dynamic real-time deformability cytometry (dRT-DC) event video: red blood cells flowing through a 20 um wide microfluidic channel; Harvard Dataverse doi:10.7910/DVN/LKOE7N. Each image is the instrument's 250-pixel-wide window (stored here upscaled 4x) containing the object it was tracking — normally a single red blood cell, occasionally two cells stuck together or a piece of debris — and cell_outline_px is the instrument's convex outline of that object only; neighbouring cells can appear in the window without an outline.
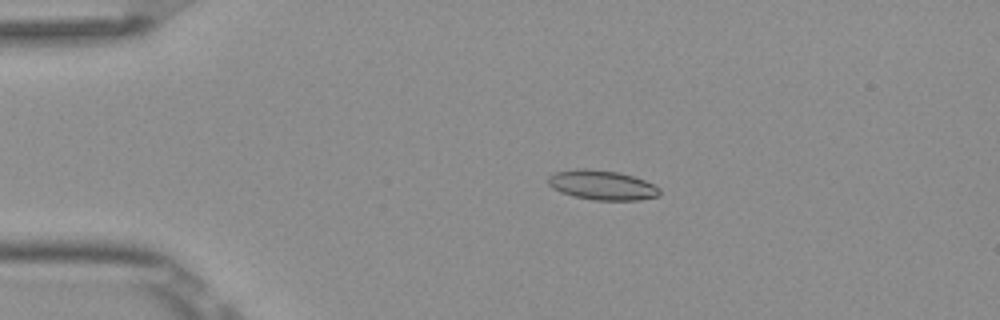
{"species": "Egyptian fruit bat (a non-hibernating species)", "species_latin": "Rousettus aegyptiacus", "temperature_condition": "room temperature", "stored_images_in_passage": 6, "camera_frame_rate_fps": 3000, "um_per_image_px": 0.085, "frame": {"image": 1, "passage_image": 4, "time_ms": 1.0, "image_size_px": [1000, 320], "cell_outline_px": [[660, 196], [640, 200], [596, 200], [572, 196], [560, 192], [552, 188], [548, 184], [548, 176], [552, 172], [576, 168], [588, 168], [620, 172], [644, 180], [660, 188]], "centroid_in_image_um": [51.14, 15.72], "position_along_channel_um": 33.9, "area_um2": 19.54}}
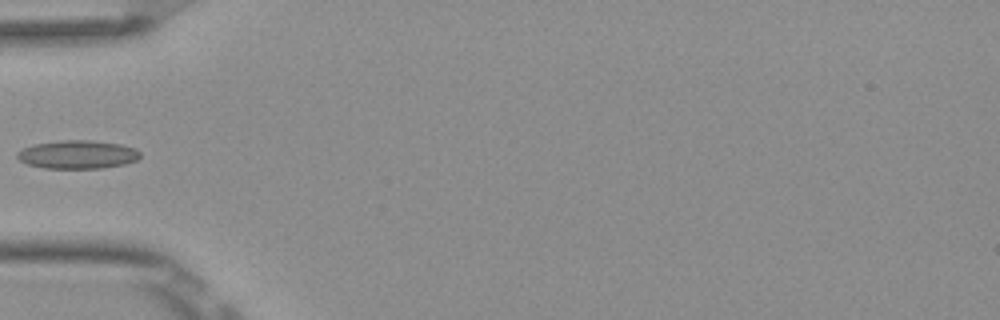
{"frame": {"image": 2, "passage_image": 6, "time_ms": 1.667, "image_size_px": [1000, 320], "cell_outline_px": [[140, 156], [136, 160], [124, 164], [100, 168], [44, 168], [28, 164], [20, 160], [16, 156], [16, 152], [24, 148], [36, 144], [60, 140], [88, 140], [120, 144], [132, 148], [140, 152]], "centroid_in_image_um": [6.57, 13.13], "position_along_channel_um": 78.4, "area_um2": 20.06}}